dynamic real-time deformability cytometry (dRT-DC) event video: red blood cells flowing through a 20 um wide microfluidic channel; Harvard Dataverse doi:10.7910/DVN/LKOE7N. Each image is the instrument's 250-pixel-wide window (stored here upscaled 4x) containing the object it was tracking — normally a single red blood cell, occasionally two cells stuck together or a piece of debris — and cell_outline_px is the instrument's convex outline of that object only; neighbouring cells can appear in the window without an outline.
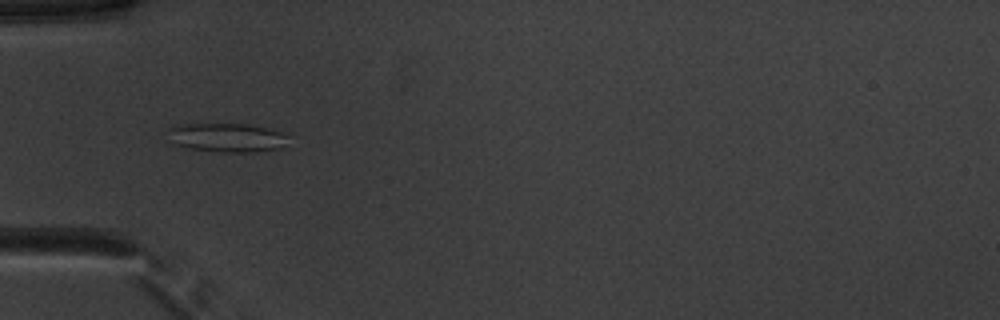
{"species": "common noctule bat (a hibernating species)", "species_latin": "Nyctalus noctula", "temperature_condition": "warm", "stored_images_in_passage": 51, "camera_frame_rate_fps": 3000, "um_per_image_px": 0.085, "animal": {"sex": "male", "body_mass_g": 20.1, "forearm_length_mm": 53.5}, "frame": {"image": 1, "passage_image": 17, "time_ms": 5.333, "image_size_px": [1000, 320], "cell_outline_px": [[288, 136], [280, 148], [256, 152], [220, 152], [188, 148], [172, 144], [168, 128], [172, 124], [248, 124], [280, 132]], "centroid_in_image_um": [19.21, 11.69], "position_along_channel_um": 65.8, "area_um2": 20.17}}
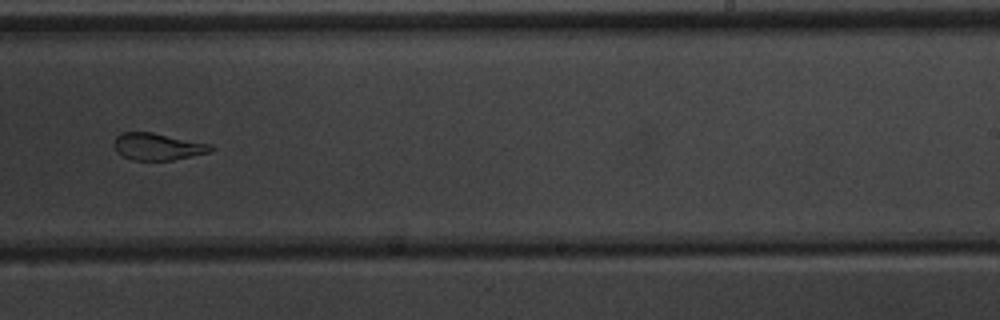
{"frame": {"image": 2, "passage_image": 33, "time_ms": 10.667, "image_size_px": [1000, 320], "cell_outline_px": [[216, 148], [212, 152], [172, 160], [132, 160], [116, 152], [116, 136], [120, 132], [152, 132], [212, 144]], "centroid_in_image_um": [13.47, 12.46], "position_along_channel_um": 275.5, "area_um2": 15.26}}
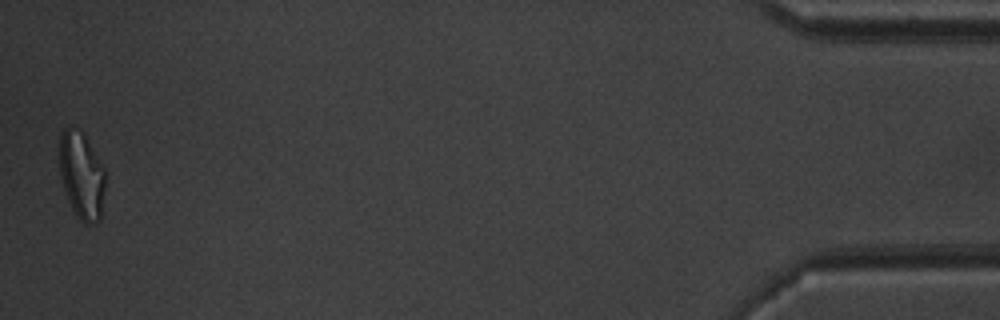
{"frame": {"image": 3, "passage_image": 51, "time_ms": 16.667, "image_size_px": [1000, 320], "cell_outline_px": [[104, 188], [100, 220], [96, 224], [84, 224], [76, 216], [68, 200], [64, 188], [60, 172], [60, 136], [64, 128], [80, 128], [84, 132], [104, 168]], "centroid_in_image_um": [6.94, 14.91], "position_along_channel_um": 428.3, "area_um2": 23.24}, "authors_computed_cell_mechanics": {"area_um2": 19.941, "velocity_mm_per_s": 3.9529, "shape_relaxation_time_tau1_ms": null, "shape_relaxation_time_tau2_ms": 1.6974, "deformation_change_tau1": null, "deformation_change_tau2": 0.1018}}